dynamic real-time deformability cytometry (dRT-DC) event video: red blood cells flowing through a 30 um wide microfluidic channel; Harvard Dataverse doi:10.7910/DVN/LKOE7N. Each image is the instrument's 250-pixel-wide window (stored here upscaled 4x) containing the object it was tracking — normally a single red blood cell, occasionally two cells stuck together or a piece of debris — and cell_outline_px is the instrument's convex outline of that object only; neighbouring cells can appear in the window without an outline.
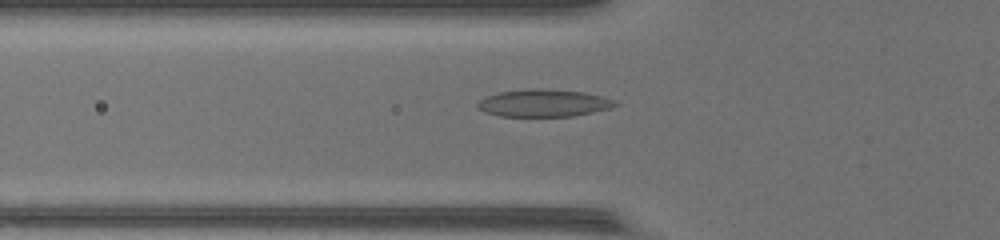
{"species": "common noctule bat (a hibernating species)", "species_latin": "Nyctalus noctula", "temperature_condition": "warm", "stored_images_in_passage": 35, "camera_frame_rate_fps": 3000, "um_per_image_px": 0.085, "animal": {"sex": "female", "body_mass_g": 17.0, "forearm_length_mm": 48.0}, "frame": {"image": 1, "passage_image": 5, "time_ms": 1.333, "image_size_px": [1000, 240], "cell_outline_px": [[620, 104], [612, 108], [572, 116], [500, 116], [484, 112], [476, 108], [476, 104], [484, 96], [500, 92], [528, 88], [544, 88], [584, 92], [616, 100]], "centroid_in_image_um": [46.19, 8.75], "position_along_channel_um": 79.6, "area_um2": 22.2}}
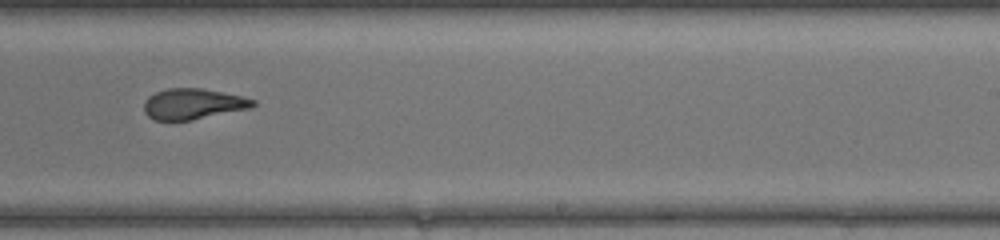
{"frame": {"image": 2, "passage_image": 18, "time_ms": 5.667, "image_size_px": [1000, 240], "cell_outline_px": [[256, 104], [252, 108], [192, 120], [152, 120], [144, 112], [144, 100], [148, 96], [156, 92], [168, 88], [200, 88], [244, 96], [256, 100]], "centroid_in_image_um": [16.42, 8.83], "position_along_channel_um": 272.6, "area_um2": 19.71}}
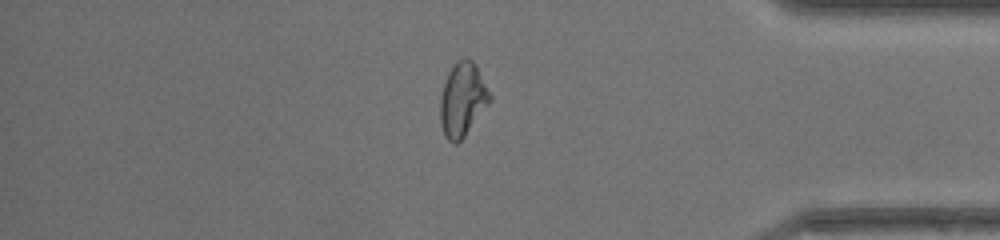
{"frame": {"image": 3, "passage_image": 28, "time_ms": 9.0, "image_size_px": [1000, 240], "cell_outline_px": [[492, 100], [464, 136], [456, 144], [452, 144], [444, 136], [440, 124], [440, 96], [448, 72], [452, 64], [456, 60], [472, 60], [476, 64], [492, 96]], "centroid_in_image_um": [39.31, 8.47], "position_along_channel_um": 395.9, "area_um2": 21.39}}